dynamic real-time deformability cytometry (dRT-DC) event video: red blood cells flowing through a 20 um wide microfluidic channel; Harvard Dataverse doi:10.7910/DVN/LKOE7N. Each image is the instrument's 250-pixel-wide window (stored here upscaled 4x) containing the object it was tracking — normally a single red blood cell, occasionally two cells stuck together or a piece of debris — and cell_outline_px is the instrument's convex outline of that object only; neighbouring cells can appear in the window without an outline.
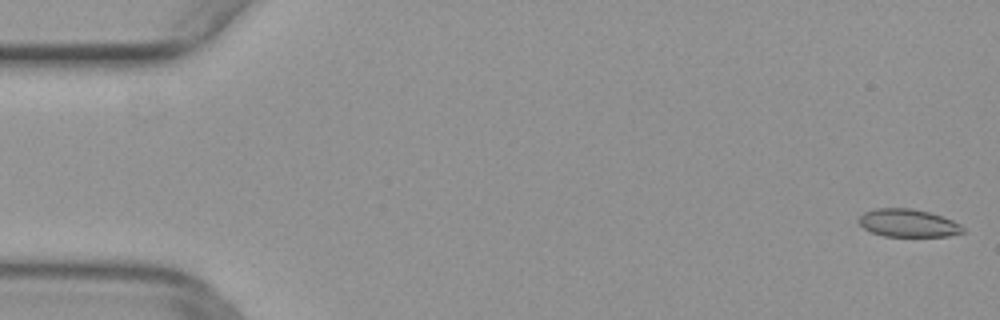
{"species": "common noctule bat (a hibernating species)", "species_latin": "Nyctalus noctula", "temperature_condition": "warm", "stored_images_in_passage": 44, "camera_frame_rate_fps": 3000, "um_per_image_px": 0.085, "animal": {"sex": "female", "body_mass_g": 29.2, "forearm_length_mm": 56.3}, "frame": {"image": 1, "passage_image": 1, "time_ms": 0.0, "image_size_px": [1000, 320], "cell_outline_px": [[964, 232], [948, 236], [884, 236], [872, 232], [864, 228], [856, 220], [864, 212], [876, 208], [912, 208], [928, 212], [952, 220], [960, 224], [964, 228]], "centroid_in_image_um": [77.16, 18.96], "position_along_channel_um": 7.8, "area_um2": 16.82}}
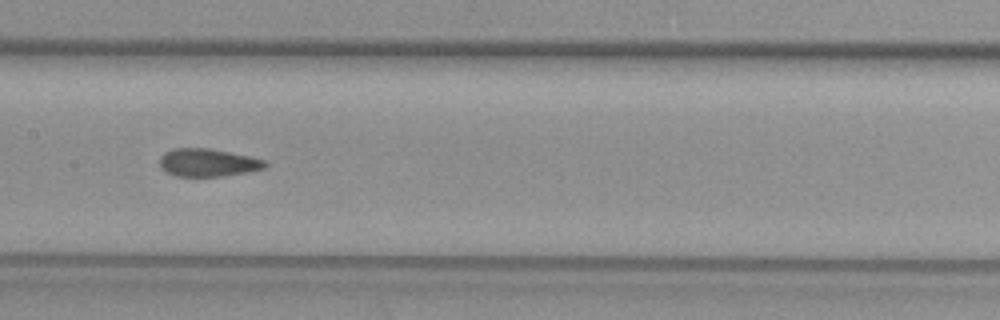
{"frame": {"image": 2, "passage_image": 25, "time_ms": 8.0, "image_size_px": [1000, 320], "cell_outline_px": [[268, 164], [264, 168], [248, 172], [224, 176], [176, 176], [160, 168], [160, 156], [164, 152], [176, 148], [208, 148], [248, 156], [264, 160]], "centroid_in_image_um": [17.65, 13.82], "position_along_channel_um": 189.8, "area_um2": 16.99}}
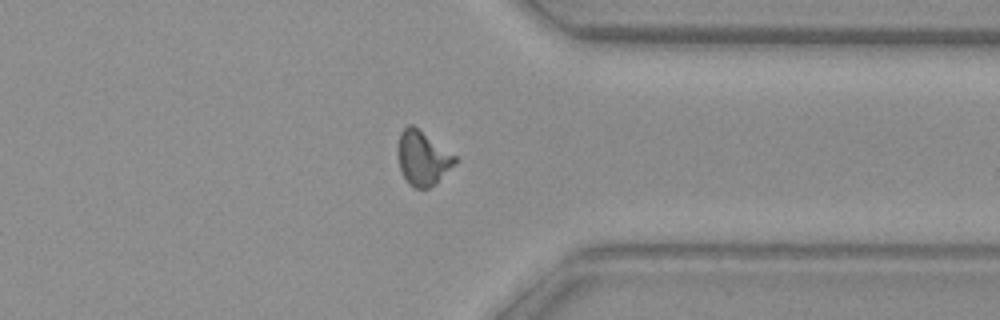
{"frame": {"image": 3, "passage_image": 39, "time_ms": 12.667, "image_size_px": [1000, 320], "cell_outline_px": [[456, 164], [436, 184], [428, 188], [416, 188], [408, 184], [400, 172], [396, 156], [396, 148], [400, 132], [408, 124], [412, 124], [456, 156]], "centroid_in_image_um": [35.88, 13.45], "position_along_channel_um": 375.5, "area_um2": 18.44}}